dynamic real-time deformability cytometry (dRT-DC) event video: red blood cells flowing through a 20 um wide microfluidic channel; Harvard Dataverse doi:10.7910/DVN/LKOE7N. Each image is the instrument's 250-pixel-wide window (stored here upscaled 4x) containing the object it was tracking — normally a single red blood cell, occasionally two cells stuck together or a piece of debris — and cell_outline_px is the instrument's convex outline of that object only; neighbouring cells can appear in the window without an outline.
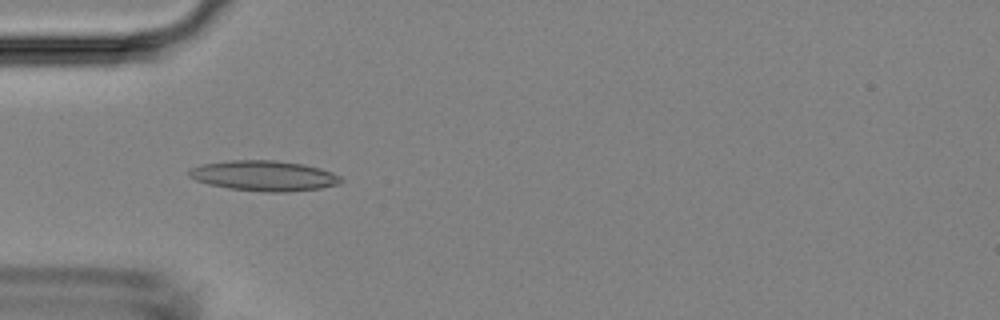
{"species": "Egyptian fruit bat (a non-hibernating species)", "species_latin": "Rousettus aegyptiacus", "temperature_condition": "room temperature", "stored_images_in_passage": 6, "camera_frame_rate_fps": 3000, "um_per_image_px": 0.085, "animal": {"sex": "female"}, "frame": {"image": 1, "passage_image": 4, "time_ms": 3.667, "image_size_px": [1000, 320], "cell_outline_px": [[344, 180], [340, 184], [320, 188], [288, 192], [264, 192], [228, 188], [208, 184], [196, 180], [188, 176], [188, 172], [192, 168], [204, 164], [228, 160], [276, 160], [304, 164], [320, 168], [332, 172], [340, 176]], "centroid_in_image_um": [22.47, 14.94], "position_along_channel_um": 62.5, "area_um2": 26.93}}